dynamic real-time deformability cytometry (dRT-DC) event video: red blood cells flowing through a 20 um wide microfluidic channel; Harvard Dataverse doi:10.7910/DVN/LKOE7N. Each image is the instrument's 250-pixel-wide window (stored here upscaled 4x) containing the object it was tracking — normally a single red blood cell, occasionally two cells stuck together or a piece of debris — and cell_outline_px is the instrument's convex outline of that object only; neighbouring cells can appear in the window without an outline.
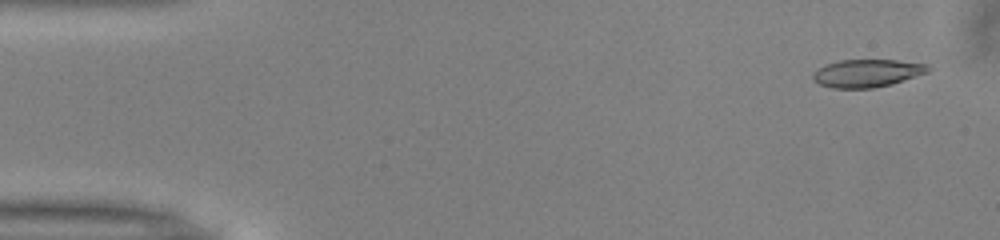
{"species": "common noctule bat (a hibernating species)", "species_latin": "Nyctalus noctula", "temperature_condition": "warm", "stored_images_in_passage": 49, "camera_frame_rate_fps": 3000, "um_per_image_px": 0.085, "animal": {"sex": "male", "body_mass_g": 13.0, "forearm_length_mm": 53.1}, "frame": {"image": 1, "passage_image": 1, "time_ms": 0.0, "image_size_px": [1000, 240], "cell_outline_px": [[932, 68], [928, 72], [892, 84], [872, 88], [832, 88], [820, 84], [812, 80], [812, 72], [816, 68], [824, 64], [840, 60], [896, 60], [928, 64]], "centroid_in_image_um": [73.67, 6.21], "position_along_channel_um": 11.3, "area_um2": 18.84}}
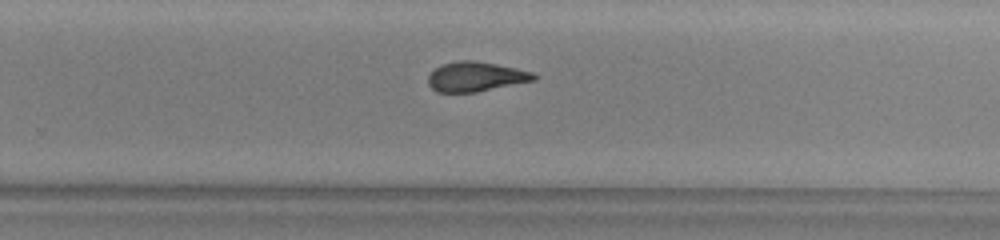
{"frame": {"image": 2, "passage_image": 31, "time_ms": 10.0, "image_size_px": [1000, 240], "cell_outline_px": [[540, 76], [536, 80], [476, 92], [436, 92], [428, 84], [428, 76], [440, 64], [456, 60], [476, 60], [516, 68], [532, 72]], "centroid_in_image_um": [40.45, 6.51], "position_along_channel_um": 289.4, "area_um2": 18.44}}
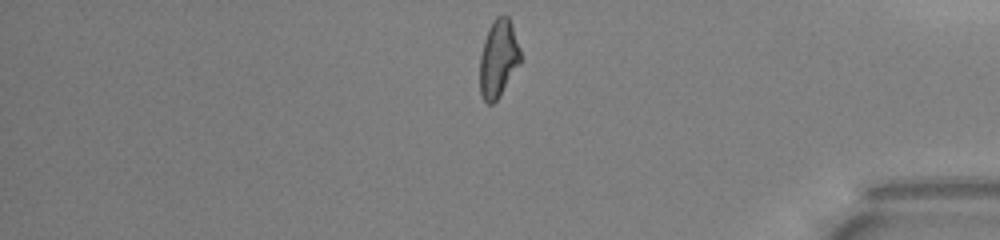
{"frame": {"image": 3, "passage_image": 41, "time_ms": 13.333, "image_size_px": [1000, 240], "cell_outline_px": [[520, 64], [500, 96], [492, 104], [488, 104], [484, 100], [480, 92], [480, 56], [484, 40], [488, 28], [496, 16], [504, 12], [508, 16], [512, 24], [520, 48]], "centroid_in_image_um": [42.37, 4.95], "position_along_channel_um": 392.8, "area_um2": 18.55}, "authors_computed_cell_mechanics": {"area_um2": 19.0162, "velocity_mm_per_s": 4.0087, "shape_relaxation_time_tau1_ms": 6.4848, "shape_relaxation_time_tau2_ms": 2.1086, "deformation_change_tau1": 0.2094, "deformation_change_tau2": 0.1146}}